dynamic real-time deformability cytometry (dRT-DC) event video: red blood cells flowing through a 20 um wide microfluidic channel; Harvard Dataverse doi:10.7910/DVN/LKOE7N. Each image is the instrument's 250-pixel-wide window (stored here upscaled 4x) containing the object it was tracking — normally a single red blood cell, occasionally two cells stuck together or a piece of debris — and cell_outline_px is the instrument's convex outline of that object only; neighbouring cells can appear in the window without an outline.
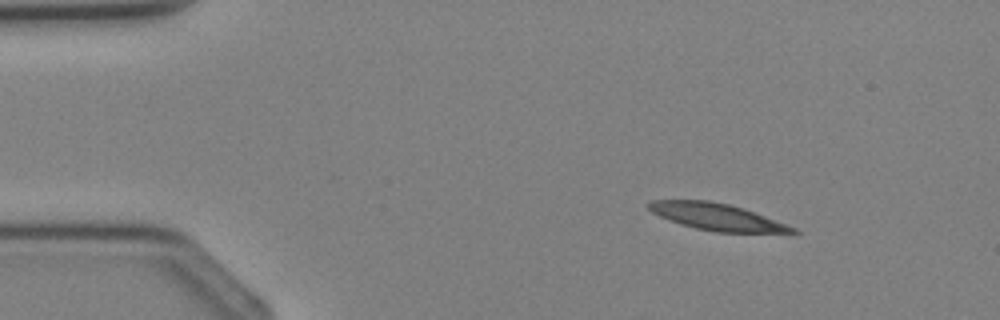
{"species": "Egyptian fruit bat (a non-hibernating species)", "species_latin": "Rousettus aegyptiacus", "temperature_condition": "cold", "stored_images_in_passage": 3, "camera_frame_rate_fps": 3000, "um_per_image_px": 0.085, "animal": {"sex": "female"}, "frame": {"image": 1, "passage_image": 1, "time_ms": 0.0, "image_size_px": [1000, 320], "cell_outline_px": [[800, 232], [716, 232], [696, 228], [680, 224], [668, 220], [652, 212], [648, 208], [648, 204], [652, 200], [708, 200], [728, 204], [764, 216], [796, 228]], "centroid_in_image_um": [60.86, 18.42], "position_along_channel_um": 24.1, "area_um2": 21.91}}
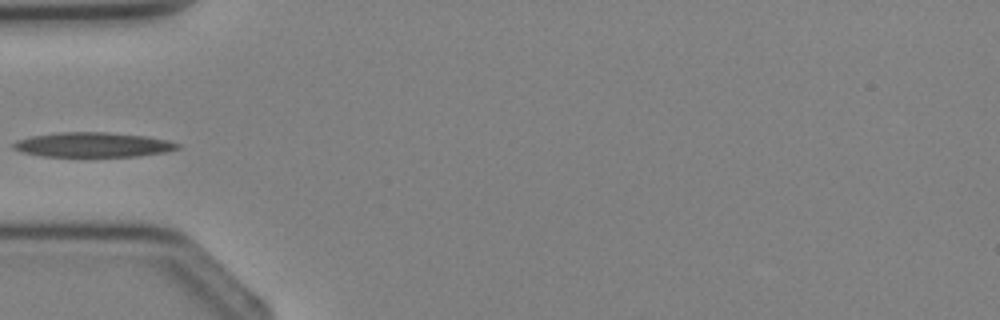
{"frame": {"image": 2, "passage_image": 3, "time_ms": 2.333, "image_size_px": [1000, 320], "cell_outline_px": [[180, 148], [164, 152], [136, 156], [44, 156], [24, 152], [12, 148], [12, 144], [16, 140], [32, 136], [60, 132], [108, 132], [144, 136], [168, 140], [180, 144]], "centroid_in_image_um": [7.9, 12.29], "position_along_channel_um": 77.1, "area_um2": 23.41}}